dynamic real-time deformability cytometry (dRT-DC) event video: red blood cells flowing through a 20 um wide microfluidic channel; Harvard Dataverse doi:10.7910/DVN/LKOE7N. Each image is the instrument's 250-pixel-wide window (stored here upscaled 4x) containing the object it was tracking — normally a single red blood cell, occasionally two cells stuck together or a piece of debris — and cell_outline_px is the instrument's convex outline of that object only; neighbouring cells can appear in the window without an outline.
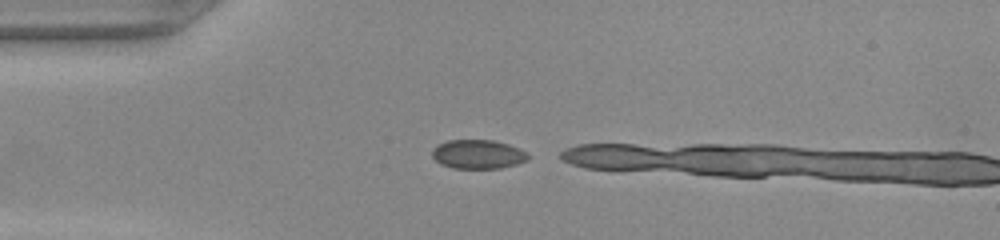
{"species": "common noctule bat (a hibernating species)", "species_latin": "Nyctalus noctula", "temperature_condition": "warm", "stored_images_in_passage": 5, "camera_frame_rate_fps": 3000, "um_per_image_px": 0.085, "animal": {"sex": "female", "body_mass_g": 22.0, "forearm_length_mm": 56.7}, "frame": {"image": 1, "passage_image": 1, "time_ms": 0.0, "image_size_px": [1000, 240], "cell_outline_px": [[528, 160], [516, 164], [500, 168], [452, 168], [440, 164], [432, 156], [432, 148], [448, 140], [492, 140], [508, 144], [520, 148], [528, 152]], "centroid_in_image_um": [40.64, 13.11], "position_along_channel_um": 44.4, "area_um2": 16.24}}